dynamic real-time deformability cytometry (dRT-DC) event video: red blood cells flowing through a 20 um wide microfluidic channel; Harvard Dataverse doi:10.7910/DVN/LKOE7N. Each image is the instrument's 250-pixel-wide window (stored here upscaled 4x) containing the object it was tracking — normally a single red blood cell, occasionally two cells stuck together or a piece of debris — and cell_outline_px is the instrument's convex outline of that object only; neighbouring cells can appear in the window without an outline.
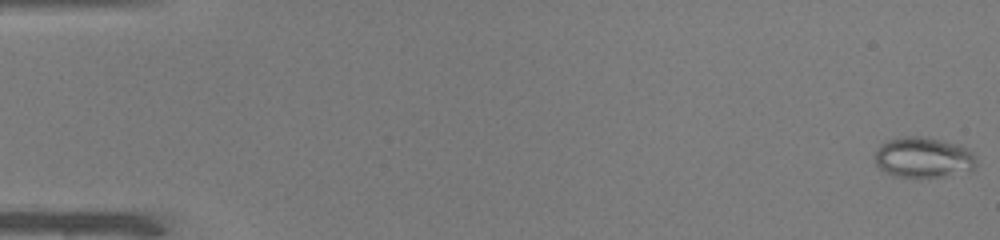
{"species": "common noctule bat (a hibernating species)", "species_latin": "Nyctalus noctula", "temperature_condition": "warm", "stored_images_in_passage": 48, "camera_frame_rate_fps": 3000, "um_per_image_px": 0.085, "animal": {"sex": "male", "body_mass_g": 19.0, "forearm_length_mm": 50.8}, "frame": {"image": 1, "passage_image": 1, "time_ms": 0.0, "image_size_px": [1000, 240], "cell_outline_px": [[976, 164], [972, 168], [944, 176], [892, 176], [880, 168], [876, 164], [876, 152], [880, 144], [888, 140], [904, 136], [924, 136], [960, 144], [968, 148], [976, 156]], "centroid_in_image_um": [78.48, 13.35], "position_along_channel_um": 6.5, "area_um2": 23.7}}
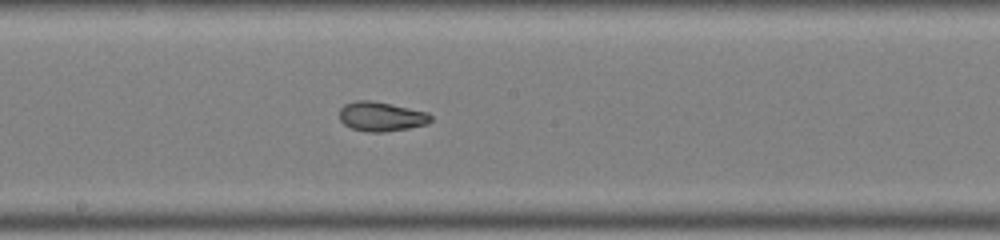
{"frame": {"image": 2, "passage_image": 28, "time_ms": 9.0, "image_size_px": [1000, 240], "cell_outline_px": [[432, 120], [428, 124], [408, 128], [384, 132], [368, 132], [352, 128], [344, 124], [340, 120], [340, 108], [344, 104], [356, 100], [368, 100], [428, 112], [432, 116]], "centroid_in_image_um": [32.4, 9.91], "position_along_channel_um": 215.8, "area_um2": 15.55}}
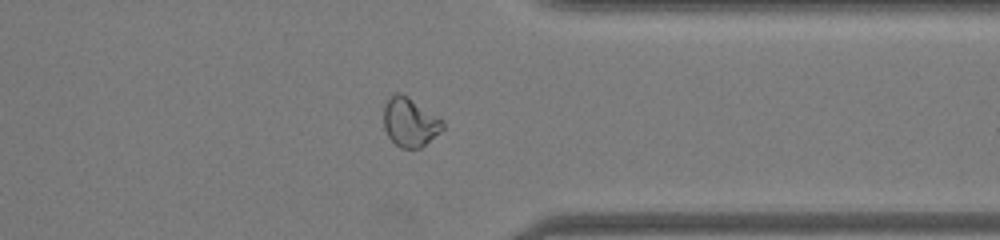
{"frame": {"image": 3, "passage_image": 40, "time_ms": 13.0, "image_size_px": [1000, 240], "cell_outline_px": [[444, 128], [440, 132], [420, 148], [400, 148], [388, 136], [384, 128], [384, 104], [388, 96], [396, 92], [400, 92], [408, 96], [444, 120]], "centroid_in_image_um": [34.84, 10.35], "position_along_channel_um": 376.6, "area_um2": 16.99}}